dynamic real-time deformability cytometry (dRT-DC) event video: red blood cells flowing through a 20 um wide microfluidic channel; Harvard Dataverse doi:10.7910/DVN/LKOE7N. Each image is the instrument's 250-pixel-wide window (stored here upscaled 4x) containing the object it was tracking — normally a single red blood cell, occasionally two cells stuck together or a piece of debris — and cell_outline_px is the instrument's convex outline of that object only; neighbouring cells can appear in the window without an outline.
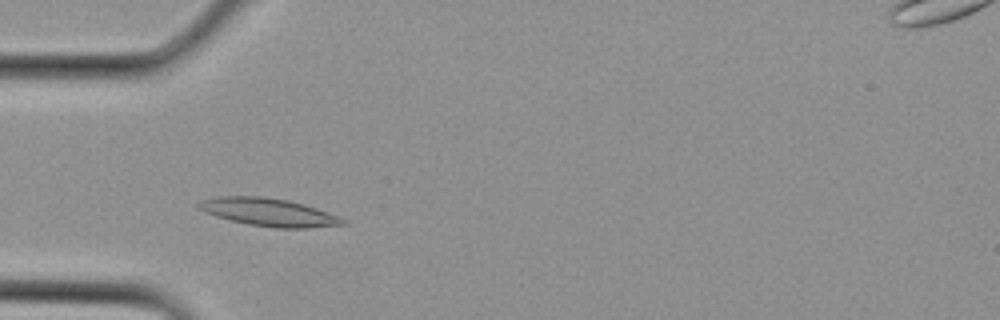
{"species": "Egyptian fruit bat (a non-hibernating species)", "species_latin": "Rousettus aegyptiacus", "temperature_condition": "cold", "stored_images_in_passage": 27, "camera_frame_rate_fps": 3000, "um_per_image_px": 0.085, "animal": {"sex": "female"}, "frame": {"image": 1, "passage_image": 6, "time_ms": 1.667, "image_size_px": [1000, 320], "cell_outline_px": [[348, 224], [308, 228], [276, 228], [248, 224], [216, 216], [204, 212], [196, 208], [196, 204], [200, 200], [216, 196], [264, 196], [288, 200], [304, 204], [328, 212], [348, 220]], "centroid_in_image_um": [22.83, 18.03], "position_along_channel_um": 62.2, "area_um2": 23.64}}
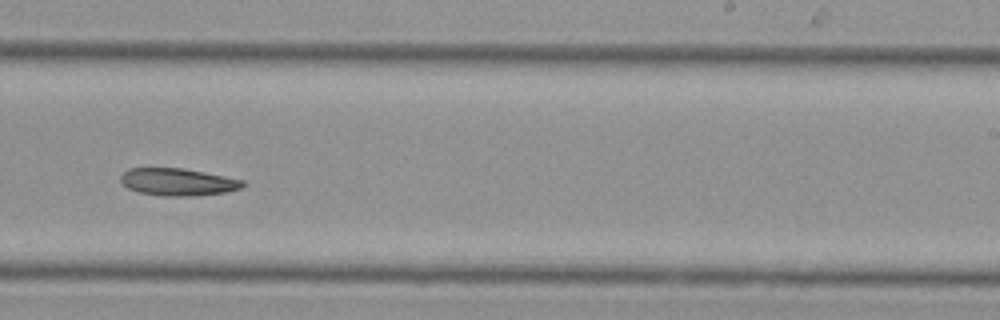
{"frame": {"image": 2, "passage_image": 16, "time_ms": 5.0, "image_size_px": [1000, 320], "cell_outline_px": [[248, 184], [240, 188], [228, 192], [188, 196], [164, 196], [140, 192], [128, 188], [120, 180], [120, 176], [128, 168], [184, 168], [244, 180]], "centroid_in_image_um": [15.14, 15.46], "position_along_channel_um": 273.9, "area_um2": 19.42}}
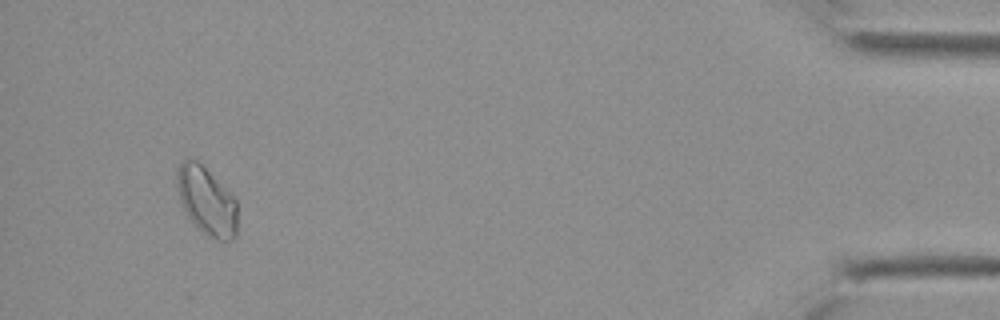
{"frame": {"image": 3, "passage_image": 26, "time_ms": 8.333, "image_size_px": [1000, 320], "cell_outline_px": [[236, 236], [232, 240], [216, 240], [208, 236], [196, 228], [184, 212], [180, 200], [176, 184], [176, 168], [180, 160], [188, 156], [196, 160], [236, 200]], "centroid_in_image_um": [17.5, 17.08], "position_along_channel_um": 417.7, "area_um2": 24.04}}